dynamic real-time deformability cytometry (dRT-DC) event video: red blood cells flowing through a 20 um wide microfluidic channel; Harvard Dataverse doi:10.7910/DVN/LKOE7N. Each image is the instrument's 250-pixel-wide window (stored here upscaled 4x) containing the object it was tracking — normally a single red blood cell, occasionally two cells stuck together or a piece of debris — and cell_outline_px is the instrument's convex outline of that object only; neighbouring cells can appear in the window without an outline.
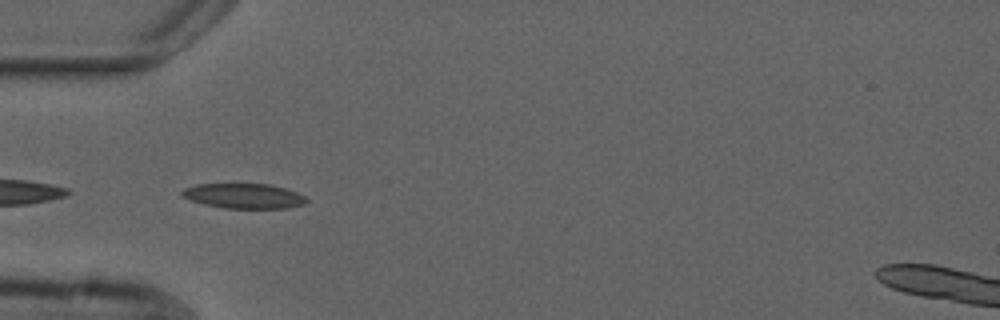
{"species": "common noctule bat (a hibernating species)", "species_latin": "Nyctalus noctula", "temperature_condition": "cold", "stored_images_in_passage": 40, "camera_frame_rate_fps": 3000, "um_per_image_px": 0.085, "animal": {"sex": "male", "forearm_length_mm": 52.5}, "frame": {"image": 1, "passage_image": 2, "time_ms": 0.333, "image_size_px": [1000, 320], "cell_outline_px": [[308, 200], [304, 204], [288, 208], [224, 208], [204, 204], [180, 196], [180, 192], [184, 188], [196, 184], [268, 184], [284, 188], [296, 192], [304, 196]], "centroid_in_image_um": [20.7, 16.65], "position_along_channel_um": 64.3, "area_um2": 18.03}}
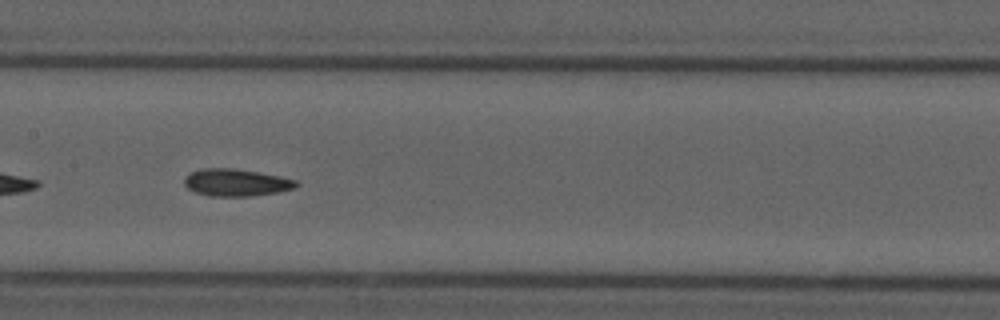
{"frame": {"image": 2, "passage_image": 12, "time_ms": 3.667, "image_size_px": [1000, 320], "cell_outline_px": [[300, 184], [296, 188], [276, 192], [252, 196], [208, 196], [196, 192], [188, 188], [184, 184], [184, 176], [200, 168], [232, 168], [280, 176], [296, 180]], "centroid_in_image_um": [20.06, 15.51], "position_along_channel_um": 187.3, "area_um2": 17.74}}
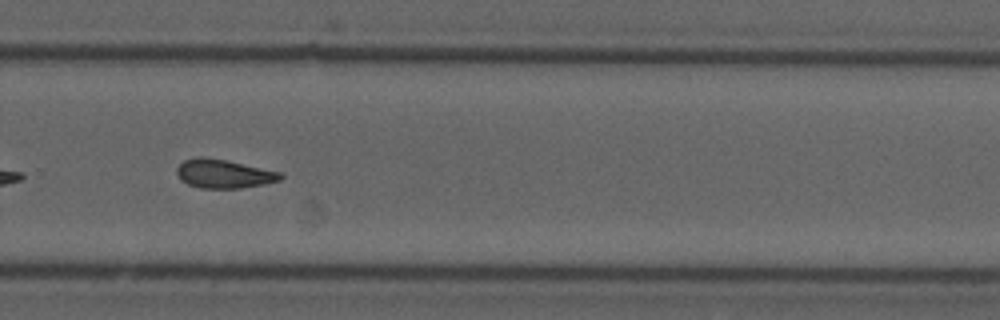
{"frame": {"image": 3, "passage_image": 22, "time_ms": 7.0, "image_size_px": [1000, 320], "cell_outline_px": [[284, 176], [280, 180], [264, 184], [240, 188], [200, 188], [188, 184], [180, 180], [176, 172], [176, 168], [184, 160], [196, 156], [204, 156], [224, 160], [280, 172]], "centroid_in_image_um": [18.97, 14.77], "position_along_channel_um": 310.8, "area_um2": 17.28}, "authors_computed_cell_mechanics": {"area_um2": 17.3111, "velocity_mm_per_s": 3.7248, "shape_relaxation_time_tau1_ms": null, "shape_relaxation_time_tau2_ms": 5.0379, "deformation_change_tau1": null, "deformation_change_tau2": 0.1204}}